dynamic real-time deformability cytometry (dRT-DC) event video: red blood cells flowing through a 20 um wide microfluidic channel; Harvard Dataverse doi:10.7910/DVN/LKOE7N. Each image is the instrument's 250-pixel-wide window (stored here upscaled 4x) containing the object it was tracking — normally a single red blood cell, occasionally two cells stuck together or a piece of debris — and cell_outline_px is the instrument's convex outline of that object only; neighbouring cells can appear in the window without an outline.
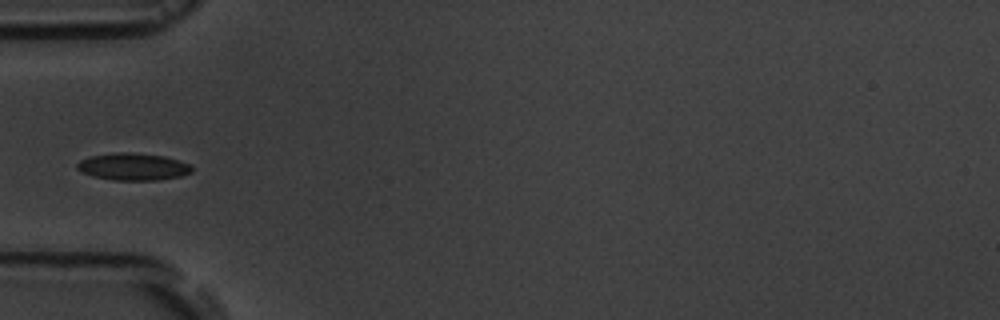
{"species": "common noctule bat (a hibernating species)", "species_latin": "Nyctalus noctula", "temperature_condition": "room temperature", "stored_images_in_passage": 4, "camera_frame_rate_fps": 3000, "um_per_image_px": 0.085, "animal": {"sex": "male", "body_mass_g": 19.5, "forearm_length_mm": 54.6}, "frame": {"image": 1, "passage_image": 3, "time_ms": 2.333, "image_size_px": [1000, 320], "cell_outline_px": [[192, 172], [180, 176], [156, 180], [112, 180], [92, 176], [80, 172], [76, 168], [76, 164], [80, 160], [92, 156], [116, 152], [128, 152], [164, 156], [188, 164], [192, 168]], "centroid_in_image_um": [11.26, 14.17], "position_along_channel_um": 73.7, "area_um2": 18.03}}
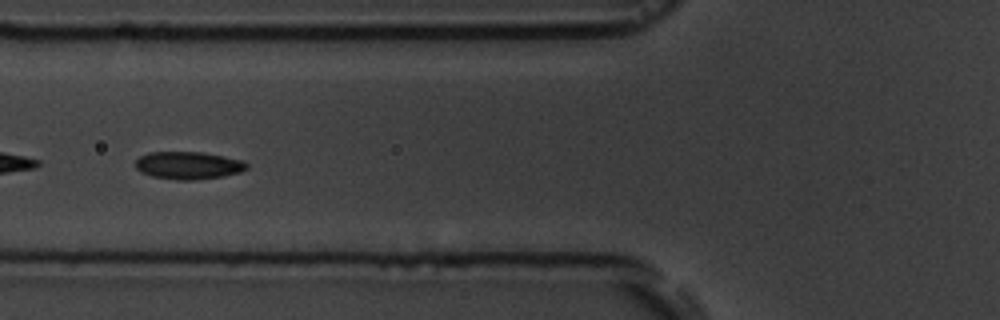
{"frame": {"image": 2, "passage_image": 4, "time_ms": 3.333, "image_size_px": [1000, 320], "cell_outline_px": [[248, 168], [240, 172], [224, 176], [192, 180], [176, 180], [152, 176], [140, 172], [136, 168], [136, 160], [140, 156], [148, 152], [200, 152], [244, 160], [248, 164]], "centroid_in_image_um": [16.01, 14.06], "position_along_channel_um": 109.8, "area_um2": 17.92}}